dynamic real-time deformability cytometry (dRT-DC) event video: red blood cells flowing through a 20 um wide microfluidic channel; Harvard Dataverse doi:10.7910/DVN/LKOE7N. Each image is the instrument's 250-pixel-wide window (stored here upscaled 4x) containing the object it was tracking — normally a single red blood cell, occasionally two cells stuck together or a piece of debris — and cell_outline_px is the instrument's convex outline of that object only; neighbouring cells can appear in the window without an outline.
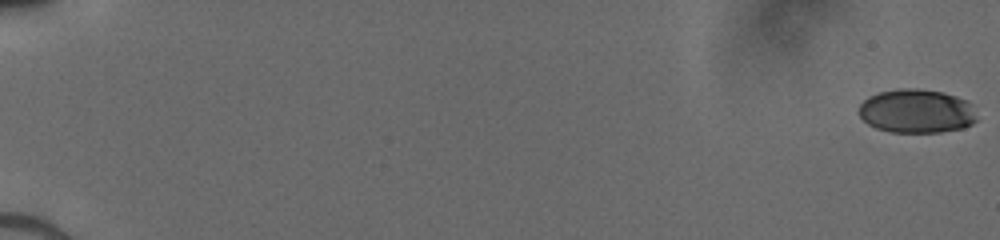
{"species": "human", "species_latin": "Homo sapiens", "temperature_condition": "cold", "stored_images_in_passage": 18, "camera_frame_rate_fps": 3000, "um_per_image_px": 0.085, "donor": {"sex": "male"}, "frame": {"image": 1, "passage_image": 1, "time_ms": 0.0, "image_size_px": [1000, 240], "cell_outline_px": [[976, 120], [972, 124], [964, 128], [940, 132], [888, 132], [876, 128], [868, 124], [856, 112], [860, 104], [868, 96], [880, 92], [900, 88], [916, 88], [944, 92], [968, 100], [976, 116]], "centroid_in_image_um": [77.88, 9.44], "position_along_channel_um": 7.1, "area_um2": 30.4}}
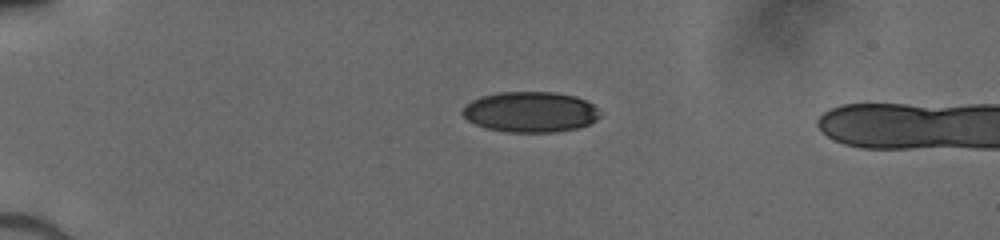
{"frame": {"image": 2, "passage_image": 15, "time_ms": 4.667, "image_size_px": [1000, 240], "cell_outline_px": [[600, 116], [596, 120], [588, 124], [576, 128], [556, 132], [508, 132], [484, 128], [468, 120], [460, 112], [464, 104], [480, 96], [500, 92], [556, 92], [576, 96], [592, 104], [596, 108]], "centroid_in_image_um": [45.04, 9.51], "position_along_channel_um": 40.0, "area_um2": 32.6}}